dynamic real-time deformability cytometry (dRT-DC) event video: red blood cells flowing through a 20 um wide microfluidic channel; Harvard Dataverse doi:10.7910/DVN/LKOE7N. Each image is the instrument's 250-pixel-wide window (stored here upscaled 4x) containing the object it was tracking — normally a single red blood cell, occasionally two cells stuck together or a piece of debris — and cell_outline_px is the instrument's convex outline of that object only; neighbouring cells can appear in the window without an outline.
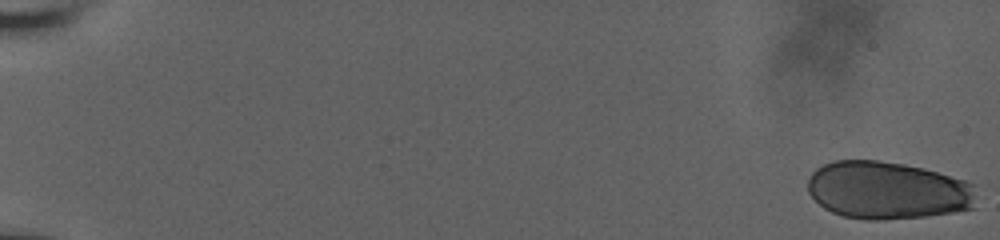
{"species": "human", "species_latin": "Homo sapiens", "temperature_condition": "room temperature", "stored_images_in_passage": 24, "camera_frame_rate_fps": 3000, "um_per_image_px": 0.085, "donor": {"sex": "male"}, "frame": {"image": 1, "passage_image": 1, "time_ms": 0.0, "image_size_px": [1000, 240], "cell_outline_px": [[972, 208], [952, 212], [924, 216], [876, 220], [864, 220], [844, 216], [832, 212], [824, 208], [808, 192], [808, 180], [812, 172], [816, 168], [824, 164], [836, 160], [876, 160], [904, 164], [924, 168], [968, 180], [972, 184]], "centroid_in_image_um": [75.39, 16.16], "position_along_channel_um": 9.6, "area_um2": 56.41}}
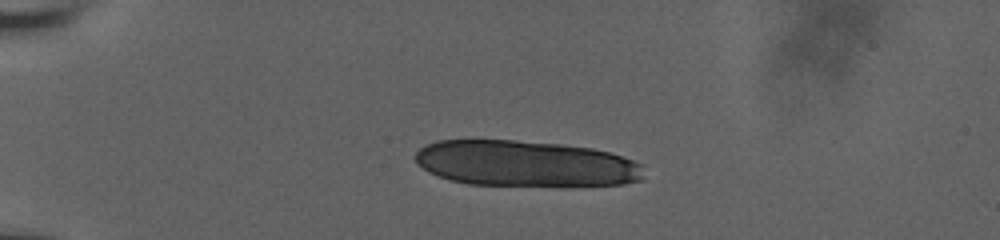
{"frame": {"image": 2, "passage_image": 16, "time_ms": 5.0, "image_size_px": [1000, 240], "cell_outline_px": [[644, 180], [624, 184], [572, 188], [560, 188], [468, 184], [452, 180], [428, 172], [416, 164], [416, 152], [424, 144], [436, 140], [516, 140], [564, 144], [592, 148], [608, 152], [644, 164]], "centroid_in_image_um": [44.75, 13.95], "position_along_channel_um": 40.3, "area_um2": 63.23}}